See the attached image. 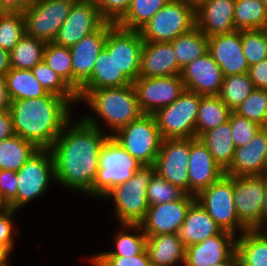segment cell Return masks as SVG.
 Returning <instances> with one entry per match:
<instances>
[{"label":"cell","instance_id":"cell-1","mask_svg":"<svg viewBox=\"0 0 267 266\" xmlns=\"http://www.w3.org/2000/svg\"><path fill=\"white\" fill-rule=\"evenodd\" d=\"M66 124L50 151L54 160L55 182L92 197V185L99 169V154L109 133L82 118Z\"/></svg>","mask_w":267,"mask_h":266},{"label":"cell","instance_id":"cell-2","mask_svg":"<svg viewBox=\"0 0 267 266\" xmlns=\"http://www.w3.org/2000/svg\"><path fill=\"white\" fill-rule=\"evenodd\" d=\"M70 105L67 99L51 93L12 101L9 111L15 134L38 149H50L72 119Z\"/></svg>","mask_w":267,"mask_h":266},{"label":"cell","instance_id":"cell-3","mask_svg":"<svg viewBox=\"0 0 267 266\" xmlns=\"http://www.w3.org/2000/svg\"><path fill=\"white\" fill-rule=\"evenodd\" d=\"M77 97L79 102H85L93 113L91 115L90 112L81 118L102 131H104L103 126L99 121H105L101 124L104 123L106 127H109L111 131L109 136L143 114L133 84L103 89H80Z\"/></svg>","mask_w":267,"mask_h":266},{"label":"cell","instance_id":"cell-4","mask_svg":"<svg viewBox=\"0 0 267 266\" xmlns=\"http://www.w3.org/2000/svg\"><path fill=\"white\" fill-rule=\"evenodd\" d=\"M155 173L154 165H142L131 179L115 185L102 199L112 200L120 224H139L149 209L148 184Z\"/></svg>","mask_w":267,"mask_h":266},{"label":"cell","instance_id":"cell-5","mask_svg":"<svg viewBox=\"0 0 267 266\" xmlns=\"http://www.w3.org/2000/svg\"><path fill=\"white\" fill-rule=\"evenodd\" d=\"M141 166L142 164L109 136L99 154V169L92 185V196L102 199L115 185L131 179Z\"/></svg>","mask_w":267,"mask_h":266},{"label":"cell","instance_id":"cell-6","mask_svg":"<svg viewBox=\"0 0 267 266\" xmlns=\"http://www.w3.org/2000/svg\"><path fill=\"white\" fill-rule=\"evenodd\" d=\"M112 137L142 165H154L162 137L153 114H142Z\"/></svg>","mask_w":267,"mask_h":266},{"label":"cell","instance_id":"cell-7","mask_svg":"<svg viewBox=\"0 0 267 266\" xmlns=\"http://www.w3.org/2000/svg\"><path fill=\"white\" fill-rule=\"evenodd\" d=\"M195 26V11L184 0H169L138 31L143 41L171 42Z\"/></svg>","mask_w":267,"mask_h":266},{"label":"cell","instance_id":"cell-8","mask_svg":"<svg viewBox=\"0 0 267 266\" xmlns=\"http://www.w3.org/2000/svg\"><path fill=\"white\" fill-rule=\"evenodd\" d=\"M17 197L8 205L19 211L36 198L41 197L55 182L54 160L50 149H39L17 172Z\"/></svg>","mask_w":267,"mask_h":266},{"label":"cell","instance_id":"cell-9","mask_svg":"<svg viewBox=\"0 0 267 266\" xmlns=\"http://www.w3.org/2000/svg\"><path fill=\"white\" fill-rule=\"evenodd\" d=\"M201 97L196 92L185 89L172 104L154 114L162 139L196 138V120Z\"/></svg>","mask_w":267,"mask_h":266},{"label":"cell","instance_id":"cell-10","mask_svg":"<svg viewBox=\"0 0 267 266\" xmlns=\"http://www.w3.org/2000/svg\"><path fill=\"white\" fill-rule=\"evenodd\" d=\"M196 200L223 231L237 236L246 231L239 223L234 205L233 177L224 175L208 188L203 189ZM238 231V232H237Z\"/></svg>","mask_w":267,"mask_h":266},{"label":"cell","instance_id":"cell-11","mask_svg":"<svg viewBox=\"0 0 267 266\" xmlns=\"http://www.w3.org/2000/svg\"><path fill=\"white\" fill-rule=\"evenodd\" d=\"M75 0H37L31 2L23 12L25 29L32 36L45 43L55 40Z\"/></svg>","mask_w":267,"mask_h":266},{"label":"cell","instance_id":"cell-12","mask_svg":"<svg viewBox=\"0 0 267 266\" xmlns=\"http://www.w3.org/2000/svg\"><path fill=\"white\" fill-rule=\"evenodd\" d=\"M266 182L264 175L233 177L234 205L239 223L246 230H257L261 226Z\"/></svg>","mask_w":267,"mask_h":266},{"label":"cell","instance_id":"cell-13","mask_svg":"<svg viewBox=\"0 0 267 266\" xmlns=\"http://www.w3.org/2000/svg\"><path fill=\"white\" fill-rule=\"evenodd\" d=\"M190 138L162 139L154 163L155 173L189 194Z\"/></svg>","mask_w":267,"mask_h":266},{"label":"cell","instance_id":"cell-14","mask_svg":"<svg viewBox=\"0 0 267 266\" xmlns=\"http://www.w3.org/2000/svg\"><path fill=\"white\" fill-rule=\"evenodd\" d=\"M139 107L143 114H155L172 104L184 91L181 75L141 77L133 83Z\"/></svg>","mask_w":267,"mask_h":266},{"label":"cell","instance_id":"cell-15","mask_svg":"<svg viewBox=\"0 0 267 266\" xmlns=\"http://www.w3.org/2000/svg\"><path fill=\"white\" fill-rule=\"evenodd\" d=\"M143 44L138 30L124 29L117 24L108 30L104 48L132 83L139 77Z\"/></svg>","mask_w":267,"mask_h":266},{"label":"cell","instance_id":"cell-16","mask_svg":"<svg viewBox=\"0 0 267 266\" xmlns=\"http://www.w3.org/2000/svg\"><path fill=\"white\" fill-rule=\"evenodd\" d=\"M105 22L94 0H75L53 42L70 48L98 30Z\"/></svg>","mask_w":267,"mask_h":266},{"label":"cell","instance_id":"cell-17","mask_svg":"<svg viewBox=\"0 0 267 266\" xmlns=\"http://www.w3.org/2000/svg\"><path fill=\"white\" fill-rule=\"evenodd\" d=\"M196 196L184 194L176 201L149 206L145 218L139 223L145 235L177 234L189 207Z\"/></svg>","mask_w":267,"mask_h":266},{"label":"cell","instance_id":"cell-18","mask_svg":"<svg viewBox=\"0 0 267 266\" xmlns=\"http://www.w3.org/2000/svg\"><path fill=\"white\" fill-rule=\"evenodd\" d=\"M114 24L106 21L98 30L69 48L72 58L73 91L76 94L91 77L95 61L105 46L108 30Z\"/></svg>","mask_w":267,"mask_h":266},{"label":"cell","instance_id":"cell-19","mask_svg":"<svg viewBox=\"0 0 267 266\" xmlns=\"http://www.w3.org/2000/svg\"><path fill=\"white\" fill-rule=\"evenodd\" d=\"M208 52L224 77L248 73L249 65L242 50V30L208 37Z\"/></svg>","mask_w":267,"mask_h":266},{"label":"cell","instance_id":"cell-20","mask_svg":"<svg viewBox=\"0 0 267 266\" xmlns=\"http://www.w3.org/2000/svg\"><path fill=\"white\" fill-rule=\"evenodd\" d=\"M187 170L189 195L194 196L225 175V171L199 138H190V160Z\"/></svg>","mask_w":267,"mask_h":266},{"label":"cell","instance_id":"cell-21","mask_svg":"<svg viewBox=\"0 0 267 266\" xmlns=\"http://www.w3.org/2000/svg\"><path fill=\"white\" fill-rule=\"evenodd\" d=\"M181 78L185 89L201 96L219 95L224 80L220 66L207 52L182 69Z\"/></svg>","mask_w":267,"mask_h":266},{"label":"cell","instance_id":"cell-22","mask_svg":"<svg viewBox=\"0 0 267 266\" xmlns=\"http://www.w3.org/2000/svg\"><path fill=\"white\" fill-rule=\"evenodd\" d=\"M267 161V127H262L244 146L236 147L233 160L225 170L232 177L264 175Z\"/></svg>","mask_w":267,"mask_h":266},{"label":"cell","instance_id":"cell-23","mask_svg":"<svg viewBox=\"0 0 267 266\" xmlns=\"http://www.w3.org/2000/svg\"><path fill=\"white\" fill-rule=\"evenodd\" d=\"M236 238L222 230L202 242L187 246L184 266H211L227 260L236 251Z\"/></svg>","mask_w":267,"mask_h":266},{"label":"cell","instance_id":"cell-24","mask_svg":"<svg viewBox=\"0 0 267 266\" xmlns=\"http://www.w3.org/2000/svg\"><path fill=\"white\" fill-rule=\"evenodd\" d=\"M181 72L171 42L144 41L139 76H176Z\"/></svg>","mask_w":267,"mask_h":266},{"label":"cell","instance_id":"cell-25","mask_svg":"<svg viewBox=\"0 0 267 266\" xmlns=\"http://www.w3.org/2000/svg\"><path fill=\"white\" fill-rule=\"evenodd\" d=\"M235 0H210L195 11L196 26L207 36L229 33L234 26Z\"/></svg>","mask_w":267,"mask_h":266},{"label":"cell","instance_id":"cell-26","mask_svg":"<svg viewBox=\"0 0 267 266\" xmlns=\"http://www.w3.org/2000/svg\"><path fill=\"white\" fill-rule=\"evenodd\" d=\"M221 228L209 216L202 205L196 200L187 212L177 236L185 247L204 241L206 238L217 235Z\"/></svg>","mask_w":267,"mask_h":266},{"label":"cell","instance_id":"cell-27","mask_svg":"<svg viewBox=\"0 0 267 266\" xmlns=\"http://www.w3.org/2000/svg\"><path fill=\"white\" fill-rule=\"evenodd\" d=\"M146 236V251L151 266H184L186 247L177 234Z\"/></svg>","mask_w":267,"mask_h":266},{"label":"cell","instance_id":"cell-28","mask_svg":"<svg viewBox=\"0 0 267 266\" xmlns=\"http://www.w3.org/2000/svg\"><path fill=\"white\" fill-rule=\"evenodd\" d=\"M130 84L132 82L118 69L113 56L103 48L95 61L91 77L81 86V89H103Z\"/></svg>","mask_w":267,"mask_h":266},{"label":"cell","instance_id":"cell-29","mask_svg":"<svg viewBox=\"0 0 267 266\" xmlns=\"http://www.w3.org/2000/svg\"><path fill=\"white\" fill-rule=\"evenodd\" d=\"M199 139L208 148L215 161L225 171L230 166L236 149L232 140L230 122L227 121L205 132Z\"/></svg>","mask_w":267,"mask_h":266},{"label":"cell","instance_id":"cell-30","mask_svg":"<svg viewBox=\"0 0 267 266\" xmlns=\"http://www.w3.org/2000/svg\"><path fill=\"white\" fill-rule=\"evenodd\" d=\"M178 67L182 70L190 62L208 52V37L197 27L171 41Z\"/></svg>","mask_w":267,"mask_h":266},{"label":"cell","instance_id":"cell-31","mask_svg":"<svg viewBox=\"0 0 267 266\" xmlns=\"http://www.w3.org/2000/svg\"><path fill=\"white\" fill-rule=\"evenodd\" d=\"M38 150L19 135L0 141V170L18 172Z\"/></svg>","mask_w":267,"mask_h":266},{"label":"cell","instance_id":"cell-32","mask_svg":"<svg viewBox=\"0 0 267 266\" xmlns=\"http://www.w3.org/2000/svg\"><path fill=\"white\" fill-rule=\"evenodd\" d=\"M231 112L218 95L202 96L196 120V138L227 122Z\"/></svg>","mask_w":267,"mask_h":266},{"label":"cell","instance_id":"cell-33","mask_svg":"<svg viewBox=\"0 0 267 266\" xmlns=\"http://www.w3.org/2000/svg\"><path fill=\"white\" fill-rule=\"evenodd\" d=\"M242 266H267V241L257 230H246L236 238Z\"/></svg>","mask_w":267,"mask_h":266},{"label":"cell","instance_id":"cell-34","mask_svg":"<svg viewBox=\"0 0 267 266\" xmlns=\"http://www.w3.org/2000/svg\"><path fill=\"white\" fill-rule=\"evenodd\" d=\"M4 77L12 101L38 98L49 94L36 79L32 70L11 68Z\"/></svg>","mask_w":267,"mask_h":266},{"label":"cell","instance_id":"cell-35","mask_svg":"<svg viewBox=\"0 0 267 266\" xmlns=\"http://www.w3.org/2000/svg\"><path fill=\"white\" fill-rule=\"evenodd\" d=\"M121 230L114 235V250L102 253L104 256H135L146 249L147 236L140 224L122 223ZM134 234H132V233Z\"/></svg>","mask_w":267,"mask_h":266},{"label":"cell","instance_id":"cell-36","mask_svg":"<svg viewBox=\"0 0 267 266\" xmlns=\"http://www.w3.org/2000/svg\"><path fill=\"white\" fill-rule=\"evenodd\" d=\"M233 18L236 30L265 29L267 6L260 0H235Z\"/></svg>","mask_w":267,"mask_h":266},{"label":"cell","instance_id":"cell-37","mask_svg":"<svg viewBox=\"0 0 267 266\" xmlns=\"http://www.w3.org/2000/svg\"><path fill=\"white\" fill-rule=\"evenodd\" d=\"M46 43L26 33L9 52L11 68L31 70L43 60Z\"/></svg>","mask_w":267,"mask_h":266},{"label":"cell","instance_id":"cell-38","mask_svg":"<svg viewBox=\"0 0 267 266\" xmlns=\"http://www.w3.org/2000/svg\"><path fill=\"white\" fill-rule=\"evenodd\" d=\"M169 0H132L125 15L116 23L128 30H139L146 24Z\"/></svg>","mask_w":267,"mask_h":266},{"label":"cell","instance_id":"cell-39","mask_svg":"<svg viewBox=\"0 0 267 266\" xmlns=\"http://www.w3.org/2000/svg\"><path fill=\"white\" fill-rule=\"evenodd\" d=\"M254 89L248 73L226 76L218 96L231 111H235Z\"/></svg>","mask_w":267,"mask_h":266},{"label":"cell","instance_id":"cell-40","mask_svg":"<svg viewBox=\"0 0 267 266\" xmlns=\"http://www.w3.org/2000/svg\"><path fill=\"white\" fill-rule=\"evenodd\" d=\"M43 60L73 90L72 58L69 48L56 45L54 42L46 43Z\"/></svg>","mask_w":267,"mask_h":266},{"label":"cell","instance_id":"cell-41","mask_svg":"<svg viewBox=\"0 0 267 266\" xmlns=\"http://www.w3.org/2000/svg\"><path fill=\"white\" fill-rule=\"evenodd\" d=\"M31 70L48 93L63 97L71 104L79 102L77 94L45 63L44 60Z\"/></svg>","mask_w":267,"mask_h":266},{"label":"cell","instance_id":"cell-42","mask_svg":"<svg viewBox=\"0 0 267 266\" xmlns=\"http://www.w3.org/2000/svg\"><path fill=\"white\" fill-rule=\"evenodd\" d=\"M25 33L23 13L0 12V48L10 52Z\"/></svg>","mask_w":267,"mask_h":266},{"label":"cell","instance_id":"cell-43","mask_svg":"<svg viewBox=\"0 0 267 266\" xmlns=\"http://www.w3.org/2000/svg\"><path fill=\"white\" fill-rule=\"evenodd\" d=\"M234 112L267 127V90L255 88Z\"/></svg>","mask_w":267,"mask_h":266},{"label":"cell","instance_id":"cell-44","mask_svg":"<svg viewBox=\"0 0 267 266\" xmlns=\"http://www.w3.org/2000/svg\"><path fill=\"white\" fill-rule=\"evenodd\" d=\"M242 50L249 66L267 59V30H242Z\"/></svg>","mask_w":267,"mask_h":266},{"label":"cell","instance_id":"cell-45","mask_svg":"<svg viewBox=\"0 0 267 266\" xmlns=\"http://www.w3.org/2000/svg\"><path fill=\"white\" fill-rule=\"evenodd\" d=\"M185 193L163 177L154 173L147 188V200L150 206L180 199Z\"/></svg>","mask_w":267,"mask_h":266},{"label":"cell","instance_id":"cell-46","mask_svg":"<svg viewBox=\"0 0 267 266\" xmlns=\"http://www.w3.org/2000/svg\"><path fill=\"white\" fill-rule=\"evenodd\" d=\"M228 121L231 125L232 140L235 147L244 146L252 140L256 133L262 128V126L256 122L250 121L234 111L231 112Z\"/></svg>","mask_w":267,"mask_h":266},{"label":"cell","instance_id":"cell-47","mask_svg":"<svg viewBox=\"0 0 267 266\" xmlns=\"http://www.w3.org/2000/svg\"><path fill=\"white\" fill-rule=\"evenodd\" d=\"M101 16L107 21L117 23L128 11L132 0H94Z\"/></svg>","mask_w":267,"mask_h":266},{"label":"cell","instance_id":"cell-48","mask_svg":"<svg viewBox=\"0 0 267 266\" xmlns=\"http://www.w3.org/2000/svg\"><path fill=\"white\" fill-rule=\"evenodd\" d=\"M15 211L11 208H7L5 211L0 213V245L3 246H14V236L18 233V230L14 227L12 216H15Z\"/></svg>","mask_w":267,"mask_h":266},{"label":"cell","instance_id":"cell-49","mask_svg":"<svg viewBox=\"0 0 267 266\" xmlns=\"http://www.w3.org/2000/svg\"><path fill=\"white\" fill-rule=\"evenodd\" d=\"M17 172L0 170V196L9 205L17 197Z\"/></svg>","mask_w":267,"mask_h":266},{"label":"cell","instance_id":"cell-50","mask_svg":"<svg viewBox=\"0 0 267 266\" xmlns=\"http://www.w3.org/2000/svg\"><path fill=\"white\" fill-rule=\"evenodd\" d=\"M112 266H151L146 249L135 256H105Z\"/></svg>","mask_w":267,"mask_h":266},{"label":"cell","instance_id":"cell-51","mask_svg":"<svg viewBox=\"0 0 267 266\" xmlns=\"http://www.w3.org/2000/svg\"><path fill=\"white\" fill-rule=\"evenodd\" d=\"M248 75L254 88L267 90V59L249 66Z\"/></svg>","mask_w":267,"mask_h":266},{"label":"cell","instance_id":"cell-52","mask_svg":"<svg viewBox=\"0 0 267 266\" xmlns=\"http://www.w3.org/2000/svg\"><path fill=\"white\" fill-rule=\"evenodd\" d=\"M14 125L9 110L0 112V141L15 136Z\"/></svg>","mask_w":267,"mask_h":266},{"label":"cell","instance_id":"cell-53","mask_svg":"<svg viewBox=\"0 0 267 266\" xmlns=\"http://www.w3.org/2000/svg\"><path fill=\"white\" fill-rule=\"evenodd\" d=\"M30 3V0H0V12L23 13Z\"/></svg>","mask_w":267,"mask_h":266},{"label":"cell","instance_id":"cell-54","mask_svg":"<svg viewBox=\"0 0 267 266\" xmlns=\"http://www.w3.org/2000/svg\"><path fill=\"white\" fill-rule=\"evenodd\" d=\"M12 100L10 98L6 80L4 76H0V112L9 110Z\"/></svg>","mask_w":267,"mask_h":266},{"label":"cell","instance_id":"cell-55","mask_svg":"<svg viewBox=\"0 0 267 266\" xmlns=\"http://www.w3.org/2000/svg\"><path fill=\"white\" fill-rule=\"evenodd\" d=\"M11 69L9 51L0 48V76H5Z\"/></svg>","mask_w":267,"mask_h":266},{"label":"cell","instance_id":"cell-56","mask_svg":"<svg viewBox=\"0 0 267 266\" xmlns=\"http://www.w3.org/2000/svg\"><path fill=\"white\" fill-rule=\"evenodd\" d=\"M14 246L0 245V266H10L9 258Z\"/></svg>","mask_w":267,"mask_h":266},{"label":"cell","instance_id":"cell-57","mask_svg":"<svg viewBox=\"0 0 267 266\" xmlns=\"http://www.w3.org/2000/svg\"><path fill=\"white\" fill-rule=\"evenodd\" d=\"M89 261L92 263V266H112L102 252L92 255Z\"/></svg>","mask_w":267,"mask_h":266},{"label":"cell","instance_id":"cell-58","mask_svg":"<svg viewBox=\"0 0 267 266\" xmlns=\"http://www.w3.org/2000/svg\"><path fill=\"white\" fill-rule=\"evenodd\" d=\"M240 259L237 251H235L227 260L211 265V266H239Z\"/></svg>","mask_w":267,"mask_h":266},{"label":"cell","instance_id":"cell-59","mask_svg":"<svg viewBox=\"0 0 267 266\" xmlns=\"http://www.w3.org/2000/svg\"><path fill=\"white\" fill-rule=\"evenodd\" d=\"M267 224V182L265 187L264 200L262 205L261 225Z\"/></svg>","mask_w":267,"mask_h":266},{"label":"cell","instance_id":"cell-60","mask_svg":"<svg viewBox=\"0 0 267 266\" xmlns=\"http://www.w3.org/2000/svg\"><path fill=\"white\" fill-rule=\"evenodd\" d=\"M194 11L210 0H184Z\"/></svg>","mask_w":267,"mask_h":266},{"label":"cell","instance_id":"cell-61","mask_svg":"<svg viewBox=\"0 0 267 266\" xmlns=\"http://www.w3.org/2000/svg\"><path fill=\"white\" fill-rule=\"evenodd\" d=\"M257 231L266 239L267 241V224L261 225Z\"/></svg>","mask_w":267,"mask_h":266},{"label":"cell","instance_id":"cell-62","mask_svg":"<svg viewBox=\"0 0 267 266\" xmlns=\"http://www.w3.org/2000/svg\"><path fill=\"white\" fill-rule=\"evenodd\" d=\"M8 208V205L3 201V199L0 196V213L5 211Z\"/></svg>","mask_w":267,"mask_h":266},{"label":"cell","instance_id":"cell-63","mask_svg":"<svg viewBox=\"0 0 267 266\" xmlns=\"http://www.w3.org/2000/svg\"><path fill=\"white\" fill-rule=\"evenodd\" d=\"M264 176L267 177V161H266V165H265Z\"/></svg>","mask_w":267,"mask_h":266},{"label":"cell","instance_id":"cell-64","mask_svg":"<svg viewBox=\"0 0 267 266\" xmlns=\"http://www.w3.org/2000/svg\"><path fill=\"white\" fill-rule=\"evenodd\" d=\"M260 1L267 6V0H260Z\"/></svg>","mask_w":267,"mask_h":266}]
</instances>
